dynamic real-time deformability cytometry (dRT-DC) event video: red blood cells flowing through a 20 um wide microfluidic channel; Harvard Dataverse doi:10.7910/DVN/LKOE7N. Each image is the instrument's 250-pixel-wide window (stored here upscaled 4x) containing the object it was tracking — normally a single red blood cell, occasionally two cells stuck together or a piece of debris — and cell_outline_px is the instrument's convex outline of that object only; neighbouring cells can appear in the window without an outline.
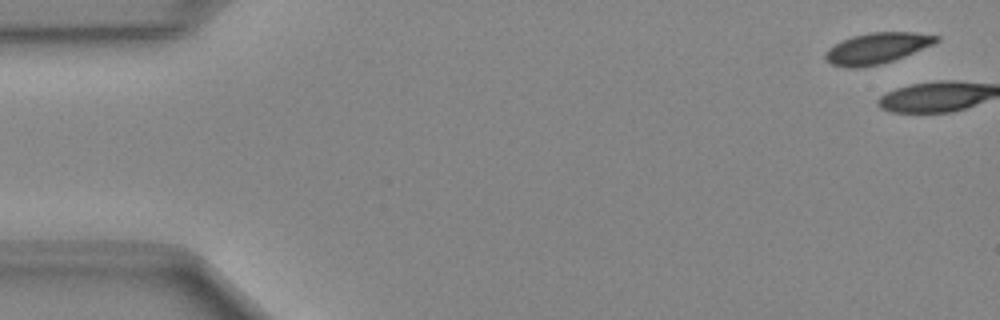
{"species": "Egyptian fruit bat (a non-hibernating species)", "species_latin": "Rousettus aegyptiacus", "temperature_condition": "cold", "stored_images_in_passage": 3, "camera_frame_rate_fps": 3000, "um_per_image_px": 0.085, "animal": {"sex": "female"}, "frame": {"image": 1, "passage_image": 2, "time_ms": 0.333, "image_size_px": [1000, 320], "cell_outline_px": [[940, 40], [932, 44], [904, 56], [880, 64], [860, 68], [844, 68], [832, 64], [824, 56], [824, 52], [828, 48], [852, 36], [868, 32], [916, 32], [940, 36]], "centroid_in_image_um": [74.52, 4.1], "position_along_channel_um": 10.5, "area_um2": 19.88}}